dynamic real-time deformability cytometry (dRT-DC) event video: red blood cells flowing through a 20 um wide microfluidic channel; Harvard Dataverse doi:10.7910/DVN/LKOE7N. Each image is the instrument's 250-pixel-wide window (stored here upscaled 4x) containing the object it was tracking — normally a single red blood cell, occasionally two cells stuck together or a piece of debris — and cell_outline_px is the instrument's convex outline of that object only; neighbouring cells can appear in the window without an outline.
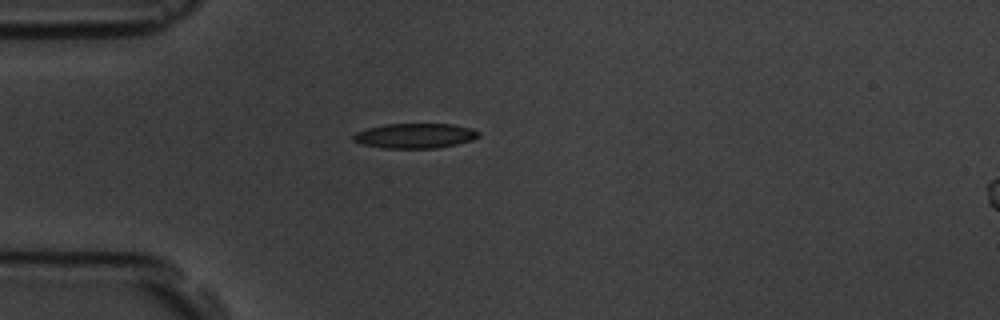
{"species": "common noctule bat (a hibernating species)", "species_latin": "Nyctalus noctula", "temperature_condition": "room temperature", "stored_images_in_passage": 1, "camera_frame_rate_fps": 3000, "um_per_image_px": 0.085, "animal": {"sex": "male", "body_mass_g": 19.5, "forearm_length_mm": 54.6}, "frame": {"image": 1, "passage_image": 1, "time_ms": 0.0, "image_size_px": [1000, 320], "cell_outline_px": [[480, 136], [472, 140], [456, 144], [436, 148], [384, 148], [364, 144], [352, 140], [352, 136], [356, 132], [368, 128], [384, 124], [452, 124], [472, 128], [480, 132]], "centroid_in_image_um": [35.3, 11.53], "position_along_channel_um": 49.7, "area_um2": 18.15}}